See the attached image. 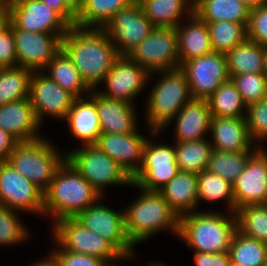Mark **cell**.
I'll return each mask as SVG.
<instances>
[{
  "label": "cell",
  "mask_w": 267,
  "mask_h": 266,
  "mask_svg": "<svg viewBox=\"0 0 267 266\" xmlns=\"http://www.w3.org/2000/svg\"><path fill=\"white\" fill-rule=\"evenodd\" d=\"M62 49L93 90L104 80L119 56L103 28L69 27L62 38Z\"/></svg>",
  "instance_id": "cell-1"
},
{
  "label": "cell",
  "mask_w": 267,
  "mask_h": 266,
  "mask_svg": "<svg viewBox=\"0 0 267 266\" xmlns=\"http://www.w3.org/2000/svg\"><path fill=\"white\" fill-rule=\"evenodd\" d=\"M100 199L102 196L65 160L44 192L43 215H51L55 222L64 218H76Z\"/></svg>",
  "instance_id": "cell-2"
},
{
  "label": "cell",
  "mask_w": 267,
  "mask_h": 266,
  "mask_svg": "<svg viewBox=\"0 0 267 266\" xmlns=\"http://www.w3.org/2000/svg\"><path fill=\"white\" fill-rule=\"evenodd\" d=\"M198 211L180 217L178 237L196 252H228L237 231L235 213Z\"/></svg>",
  "instance_id": "cell-3"
},
{
  "label": "cell",
  "mask_w": 267,
  "mask_h": 266,
  "mask_svg": "<svg viewBox=\"0 0 267 266\" xmlns=\"http://www.w3.org/2000/svg\"><path fill=\"white\" fill-rule=\"evenodd\" d=\"M141 195L124 210L125 229L133 245L143 242L160 230L178 236L180 218L157 191L141 190Z\"/></svg>",
  "instance_id": "cell-4"
},
{
  "label": "cell",
  "mask_w": 267,
  "mask_h": 266,
  "mask_svg": "<svg viewBox=\"0 0 267 266\" xmlns=\"http://www.w3.org/2000/svg\"><path fill=\"white\" fill-rule=\"evenodd\" d=\"M155 73H161L163 78L150 91L146 103V119L153 136L164 130L183 106L193 99L186 76L180 68Z\"/></svg>",
  "instance_id": "cell-5"
},
{
  "label": "cell",
  "mask_w": 267,
  "mask_h": 266,
  "mask_svg": "<svg viewBox=\"0 0 267 266\" xmlns=\"http://www.w3.org/2000/svg\"><path fill=\"white\" fill-rule=\"evenodd\" d=\"M55 148L47 139L19 142L7 160L21 175L45 192L66 160V154Z\"/></svg>",
  "instance_id": "cell-6"
},
{
  "label": "cell",
  "mask_w": 267,
  "mask_h": 266,
  "mask_svg": "<svg viewBox=\"0 0 267 266\" xmlns=\"http://www.w3.org/2000/svg\"><path fill=\"white\" fill-rule=\"evenodd\" d=\"M66 160L102 196L107 185H132V178L110 156L97 145H83L81 148L66 152Z\"/></svg>",
  "instance_id": "cell-7"
},
{
  "label": "cell",
  "mask_w": 267,
  "mask_h": 266,
  "mask_svg": "<svg viewBox=\"0 0 267 266\" xmlns=\"http://www.w3.org/2000/svg\"><path fill=\"white\" fill-rule=\"evenodd\" d=\"M52 233L56 243L65 250L96 256L109 266H118L114 262L124 260V256L108 240L86 228L76 218L57 220Z\"/></svg>",
  "instance_id": "cell-8"
},
{
  "label": "cell",
  "mask_w": 267,
  "mask_h": 266,
  "mask_svg": "<svg viewBox=\"0 0 267 266\" xmlns=\"http://www.w3.org/2000/svg\"><path fill=\"white\" fill-rule=\"evenodd\" d=\"M128 56L150 75L158 71L180 68L175 28L154 27Z\"/></svg>",
  "instance_id": "cell-9"
},
{
  "label": "cell",
  "mask_w": 267,
  "mask_h": 266,
  "mask_svg": "<svg viewBox=\"0 0 267 266\" xmlns=\"http://www.w3.org/2000/svg\"><path fill=\"white\" fill-rule=\"evenodd\" d=\"M178 172L174 145L155 144L147 139L142 165L132 177V186L158 192Z\"/></svg>",
  "instance_id": "cell-10"
},
{
  "label": "cell",
  "mask_w": 267,
  "mask_h": 266,
  "mask_svg": "<svg viewBox=\"0 0 267 266\" xmlns=\"http://www.w3.org/2000/svg\"><path fill=\"white\" fill-rule=\"evenodd\" d=\"M155 26L144 15L138 0L120 9L103 27L118 55H129Z\"/></svg>",
  "instance_id": "cell-11"
},
{
  "label": "cell",
  "mask_w": 267,
  "mask_h": 266,
  "mask_svg": "<svg viewBox=\"0 0 267 266\" xmlns=\"http://www.w3.org/2000/svg\"><path fill=\"white\" fill-rule=\"evenodd\" d=\"M180 69L186 76L193 99H208L230 79L226 54L216 51L188 60Z\"/></svg>",
  "instance_id": "cell-12"
},
{
  "label": "cell",
  "mask_w": 267,
  "mask_h": 266,
  "mask_svg": "<svg viewBox=\"0 0 267 266\" xmlns=\"http://www.w3.org/2000/svg\"><path fill=\"white\" fill-rule=\"evenodd\" d=\"M0 205L43 215L44 192L7 161H0Z\"/></svg>",
  "instance_id": "cell-13"
},
{
  "label": "cell",
  "mask_w": 267,
  "mask_h": 266,
  "mask_svg": "<svg viewBox=\"0 0 267 266\" xmlns=\"http://www.w3.org/2000/svg\"><path fill=\"white\" fill-rule=\"evenodd\" d=\"M12 34L18 66L31 71H43L47 67L62 49V38L65 35L21 30L13 23Z\"/></svg>",
  "instance_id": "cell-14"
},
{
  "label": "cell",
  "mask_w": 267,
  "mask_h": 266,
  "mask_svg": "<svg viewBox=\"0 0 267 266\" xmlns=\"http://www.w3.org/2000/svg\"><path fill=\"white\" fill-rule=\"evenodd\" d=\"M99 200L81 212L76 219L86 228L108 240L123 256L124 259L133 257L135 247L129 240L124 220V211H114L98 204Z\"/></svg>",
  "instance_id": "cell-15"
},
{
  "label": "cell",
  "mask_w": 267,
  "mask_h": 266,
  "mask_svg": "<svg viewBox=\"0 0 267 266\" xmlns=\"http://www.w3.org/2000/svg\"><path fill=\"white\" fill-rule=\"evenodd\" d=\"M43 73L32 71L29 81V99L37 120L42 124L45 115L64 120L75 97Z\"/></svg>",
  "instance_id": "cell-16"
},
{
  "label": "cell",
  "mask_w": 267,
  "mask_h": 266,
  "mask_svg": "<svg viewBox=\"0 0 267 266\" xmlns=\"http://www.w3.org/2000/svg\"><path fill=\"white\" fill-rule=\"evenodd\" d=\"M233 185L235 211L247 205L267 204V152L261 146L249 157Z\"/></svg>",
  "instance_id": "cell-17"
},
{
  "label": "cell",
  "mask_w": 267,
  "mask_h": 266,
  "mask_svg": "<svg viewBox=\"0 0 267 266\" xmlns=\"http://www.w3.org/2000/svg\"><path fill=\"white\" fill-rule=\"evenodd\" d=\"M150 74L140 67L128 55H119L102 82L106 91H99L105 97L133 104V99L140 94Z\"/></svg>",
  "instance_id": "cell-18"
},
{
  "label": "cell",
  "mask_w": 267,
  "mask_h": 266,
  "mask_svg": "<svg viewBox=\"0 0 267 266\" xmlns=\"http://www.w3.org/2000/svg\"><path fill=\"white\" fill-rule=\"evenodd\" d=\"M10 21L21 30L66 34L69 25L40 0H15L10 5Z\"/></svg>",
  "instance_id": "cell-19"
},
{
  "label": "cell",
  "mask_w": 267,
  "mask_h": 266,
  "mask_svg": "<svg viewBox=\"0 0 267 266\" xmlns=\"http://www.w3.org/2000/svg\"><path fill=\"white\" fill-rule=\"evenodd\" d=\"M137 129L128 134L103 133L95 145L115 160L132 178L140 169L146 137L137 133Z\"/></svg>",
  "instance_id": "cell-20"
},
{
  "label": "cell",
  "mask_w": 267,
  "mask_h": 266,
  "mask_svg": "<svg viewBox=\"0 0 267 266\" xmlns=\"http://www.w3.org/2000/svg\"><path fill=\"white\" fill-rule=\"evenodd\" d=\"M95 102L103 133L128 134L137 129L133 104L110 99L92 89L88 94Z\"/></svg>",
  "instance_id": "cell-21"
},
{
  "label": "cell",
  "mask_w": 267,
  "mask_h": 266,
  "mask_svg": "<svg viewBox=\"0 0 267 266\" xmlns=\"http://www.w3.org/2000/svg\"><path fill=\"white\" fill-rule=\"evenodd\" d=\"M38 122L29 97L0 106V128L11 134L19 142L41 138Z\"/></svg>",
  "instance_id": "cell-22"
},
{
  "label": "cell",
  "mask_w": 267,
  "mask_h": 266,
  "mask_svg": "<svg viewBox=\"0 0 267 266\" xmlns=\"http://www.w3.org/2000/svg\"><path fill=\"white\" fill-rule=\"evenodd\" d=\"M210 131L213 141L212 148L227 152H241L253 149L249 137L246 118L211 117ZM252 146V148H251Z\"/></svg>",
  "instance_id": "cell-23"
},
{
  "label": "cell",
  "mask_w": 267,
  "mask_h": 266,
  "mask_svg": "<svg viewBox=\"0 0 267 266\" xmlns=\"http://www.w3.org/2000/svg\"><path fill=\"white\" fill-rule=\"evenodd\" d=\"M176 118V119H175ZM176 142L205 139L210 132L211 112L207 99H192L174 117Z\"/></svg>",
  "instance_id": "cell-24"
},
{
  "label": "cell",
  "mask_w": 267,
  "mask_h": 266,
  "mask_svg": "<svg viewBox=\"0 0 267 266\" xmlns=\"http://www.w3.org/2000/svg\"><path fill=\"white\" fill-rule=\"evenodd\" d=\"M64 121L82 146L96 144L102 134L96 102L91 97L75 98Z\"/></svg>",
  "instance_id": "cell-25"
},
{
  "label": "cell",
  "mask_w": 267,
  "mask_h": 266,
  "mask_svg": "<svg viewBox=\"0 0 267 266\" xmlns=\"http://www.w3.org/2000/svg\"><path fill=\"white\" fill-rule=\"evenodd\" d=\"M197 184V174L179 171L158 192L180 218L195 212L196 205H199Z\"/></svg>",
  "instance_id": "cell-26"
},
{
  "label": "cell",
  "mask_w": 267,
  "mask_h": 266,
  "mask_svg": "<svg viewBox=\"0 0 267 266\" xmlns=\"http://www.w3.org/2000/svg\"><path fill=\"white\" fill-rule=\"evenodd\" d=\"M190 23H181L175 27L178 37L180 66L193 58L205 56L212 52L207 24L194 12L188 16Z\"/></svg>",
  "instance_id": "cell-27"
},
{
  "label": "cell",
  "mask_w": 267,
  "mask_h": 266,
  "mask_svg": "<svg viewBox=\"0 0 267 266\" xmlns=\"http://www.w3.org/2000/svg\"><path fill=\"white\" fill-rule=\"evenodd\" d=\"M144 15L155 27H177L182 15L193 13L189 0H138ZM188 10V11H187Z\"/></svg>",
  "instance_id": "cell-28"
},
{
  "label": "cell",
  "mask_w": 267,
  "mask_h": 266,
  "mask_svg": "<svg viewBox=\"0 0 267 266\" xmlns=\"http://www.w3.org/2000/svg\"><path fill=\"white\" fill-rule=\"evenodd\" d=\"M249 11L240 0H199L193 5V12L205 22L248 23Z\"/></svg>",
  "instance_id": "cell-29"
},
{
  "label": "cell",
  "mask_w": 267,
  "mask_h": 266,
  "mask_svg": "<svg viewBox=\"0 0 267 266\" xmlns=\"http://www.w3.org/2000/svg\"><path fill=\"white\" fill-rule=\"evenodd\" d=\"M46 69L49 73L47 75L75 98L83 97L84 93L92 91L63 49L53 57Z\"/></svg>",
  "instance_id": "cell-30"
},
{
  "label": "cell",
  "mask_w": 267,
  "mask_h": 266,
  "mask_svg": "<svg viewBox=\"0 0 267 266\" xmlns=\"http://www.w3.org/2000/svg\"><path fill=\"white\" fill-rule=\"evenodd\" d=\"M228 74L264 73V46L246 39L226 54Z\"/></svg>",
  "instance_id": "cell-31"
},
{
  "label": "cell",
  "mask_w": 267,
  "mask_h": 266,
  "mask_svg": "<svg viewBox=\"0 0 267 266\" xmlns=\"http://www.w3.org/2000/svg\"><path fill=\"white\" fill-rule=\"evenodd\" d=\"M134 0H84L76 16L80 28H103L123 7Z\"/></svg>",
  "instance_id": "cell-32"
},
{
  "label": "cell",
  "mask_w": 267,
  "mask_h": 266,
  "mask_svg": "<svg viewBox=\"0 0 267 266\" xmlns=\"http://www.w3.org/2000/svg\"><path fill=\"white\" fill-rule=\"evenodd\" d=\"M207 101L211 117L243 118L246 116L244 113L247 111V106L231 79L222 83Z\"/></svg>",
  "instance_id": "cell-33"
},
{
  "label": "cell",
  "mask_w": 267,
  "mask_h": 266,
  "mask_svg": "<svg viewBox=\"0 0 267 266\" xmlns=\"http://www.w3.org/2000/svg\"><path fill=\"white\" fill-rule=\"evenodd\" d=\"M174 145L179 171L198 175L207 170L209 155L212 150L210 141L200 139L190 142H176Z\"/></svg>",
  "instance_id": "cell-34"
},
{
  "label": "cell",
  "mask_w": 267,
  "mask_h": 266,
  "mask_svg": "<svg viewBox=\"0 0 267 266\" xmlns=\"http://www.w3.org/2000/svg\"><path fill=\"white\" fill-rule=\"evenodd\" d=\"M230 263L236 266H265L267 244L236 231L228 251Z\"/></svg>",
  "instance_id": "cell-35"
},
{
  "label": "cell",
  "mask_w": 267,
  "mask_h": 266,
  "mask_svg": "<svg viewBox=\"0 0 267 266\" xmlns=\"http://www.w3.org/2000/svg\"><path fill=\"white\" fill-rule=\"evenodd\" d=\"M213 51L227 54L247 39L248 23L234 21L206 22Z\"/></svg>",
  "instance_id": "cell-36"
},
{
  "label": "cell",
  "mask_w": 267,
  "mask_h": 266,
  "mask_svg": "<svg viewBox=\"0 0 267 266\" xmlns=\"http://www.w3.org/2000/svg\"><path fill=\"white\" fill-rule=\"evenodd\" d=\"M31 73L19 66L0 68V106L29 97Z\"/></svg>",
  "instance_id": "cell-37"
},
{
  "label": "cell",
  "mask_w": 267,
  "mask_h": 266,
  "mask_svg": "<svg viewBox=\"0 0 267 266\" xmlns=\"http://www.w3.org/2000/svg\"><path fill=\"white\" fill-rule=\"evenodd\" d=\"M255 151L227 152L212 148L207 170L233 184L244 170L247 160Z\"/></svg>",
  "instance_id": "cell-38"
},
{
  "label": "cell",
  "mask_w": 267,
  "mask_h": 266,
  "mask_svg": "<svg viewBox=\"0 0 267 266\" xmlns=\"http://www.w3.org/2000/svg\"><path fill=\"white\" fill-rule=\"evenodd\" d=\"M237 231L267 244V204L247 205L235 211Z\"/></svg>",
  "instance_id": "cell-39"
},
{
  "label": "cell",
  "mask_w": 267,
  "mask_h": 266,
  "mask_svg": "<svg viewBox=\"0 0 267 266\" xmlns=\"http://www.w3.org/2000/svg\"><path fill=\"white\" fill-rule=\"evenodd\" d=\"M198 177V200L217 202L222 199L227 201L228 209L235 213V199L233 195V185L221 176L204 170Z\"/></svg>",
  "instance_id": "cell-40"
},
{
  "label": "cell",
  "mask_w": 267,
  "mask_h": 266,
  "mask_svg": "<svg viewBox=\"0 0 267 266\" xmlns=\"http://www.w3.org/2000/svg\"><path fill=\"white\" fill-rule=\"evenodd\" d=\"M266 77L264 73H245L232 75L230 79L248 107L266 97Z\"/></svg>",
  "instance_id": "cell-41"
},
{
  "label": "cell",
  "mask_w": 267,
  "mask_h": 266,
  "mask_svg": "<svg viewBox=\"0 0 267 266\" xmlns=\"http://www.w3.org/2000/svg\"><path fill=\"white\" fill-rule=\"evenodd\" d=\"M16 211L0 205V245H14L26 240L28 230Z\"/></svg>",
  "instance_id": "cell-42"
},
{
  "label": "cell",
  "mask_w": 267,
  "mask_h": 266,
  "mask_svg": "<svg viewBox=\"0 0 267 266\" xmlns=\"http://www.w3.org/2000/svg\"><path fill=\"white\" fill-rule=\"evenodd\" d=\"M245 114L250 139L258 142L267 139V96L247 107Z\"/></svg>",
  "instance_id": "cell-43"
},
{
  "label": "cell",
  "mask_w": 267,
  "mask_h": 266,
  "mask_svg": "<svg viewBox=\"0 0 267 266\" xmlns=\"http://www.w3.org/2000/svg\"><path fill=\"white\" fill-rule=\"evenodd\" d=\"M247 39L267 47V4L250 9Z\"/></svg>",
  "instance_id": "cell-44"
},
{
  "label": "cell",
  "mask_w": 267,
  "mask_h": 266,
  "mask_svg": "<svg viewBox=\"0 0 267 266\" xmlns=\"http://www.w3.org/2000/svg\"><path fill=\"white\" fill-rule=\"evenodd\" d=\"M52 254L59 262L60 266H109L104 260L92 255L74 253L65 250L59 243Z\"/></svg>",
  "instance_id": "cell-45"
},
{
  "label": "cell",
  "mask_w": 267,
  "mask_h": 266,
  "mask_svg": "<svg viewBox=\"0 0 267 266\" xmlns=\"http://www.w3.org/2000/svg\"><path fill=\"white\" fill-rule=\"evenodd\" d=\"M17 66V54L10 21L9 26L0 32V68Z\"/></svg>",
  "instance_id": "cell-46"
},
{
  "label": "cell",
  "mask_w": 267,
  "mask_h": 266,
  "mask_svg": "<svg viewBox=\"0 0 267 266\" xmlns=\"http://www.w3.org/2000/svg\"><path fill=\"white\" fill-rule=\"evenodd\" d=\"M194 254V261L196 266H229L230 264V257L228 252H195Z\"/></svg>",
  "instance_id": "cell-47"
},
{
  "label": "cell",
  "mask_w": 267,
  "mask_h": 266,
  "mask_svg": "<svg viewBox=\"0 0 267 266\" xmlns=\"http://www.w3.org/2000/svg\"><path fill=\"white\" fill-rule=\"evenodd\" d=\"M55 11L70 27L76 24V15L63 3L62 0H40Z\"/></svg>",
  "instance_id": "cell-48"
},
{
  "label": "cell",
  "mask_w": 267,
  "mask_h": 266,
  "mask_svg": "<svg viewBox=\"0 0 267 266\" xmlns=\"http://www.w3.org/2000/svg\"><path fill=\"white\" fill-rule=\"evenodd\" d=\"M19 141L0 128V161H7Z\"/></svg>",
  "instance_id": "cell-49"
},
{
  "label": "cell",
  "mask_w": 267,
  "mask_h": 266,
  "mask_svg": "<svg viewBox=\"0 0 267 266\" xmlns=\"http://www.w3.org/2000/svg\"><path fill=\"white\" fill-rule=\"evenodd\" d=\"M10 24V5L0 2V32Z\"/></svg>",
  "instance_id": "cell-50"
},
{
  "label": "cell",
  "mask_w": 267,
  "mask_h": 266,
  "mask_svg": "<svg viewBox=\"0 0 267 266\" xmlns=\"http://www.w3.org/2000/svg\"><path fill=\"white\" fill-rule=\"evenodd\" d=\"M63 3L77 16L82 8V0H62Z\"/></svg>",
  "instance_id": "cell-51"
},
{
  "label": "cell",
  "mask_w": 267,
  "mask_h": 266,
  "mask_svg": "<svg viewBox=\"0 0 267 266\" xmlns=\"http://www.w3.org/2000/svg\"><path fill=\"white\" fill-rule=\"evenodd\" d=\"M30 266H60L59 262L57 259L54 257V255L51 253L50 256L44 260L37 261L34 264Z\"/></svg>",
  "instance_id": "cell-52"
},
{
  "label": "cell",
  "mask_w": 267,
  "mask_h": 266,
  "mask_svg": "<svg viewBox=\"0 0 267 266\" xmlns=\"http://www.w3.org/2000/svg\"><path fill=\"white\" fill-rule=\"evenodd\" d=\"M240 1L244 3L246 6H248L250 9L253 7L267 4V0H240Z\"/></svg>",
  "instance_id": "cell-53"
},
{
  "label": "cell",
  "mask_w": 267,
  "mask_h": 266,
  "mask_svg": "<svg viewBox=\"0 0 267 266\" xmlns=\"http://www.w3.org/2000/svg\"><path fill=\"white\" fill-rule=\"evenodd\" d=\"M263 65H264V74L267 76V47H264Z\"/></svg>",
  "instance_id": "cell-54"
},
{
  "label": "cell",
  "mask_w": 267,
  "mask_h": 266,
  "mask_svg": "<svg viewBox=\"0 0 267 266\" xmlns=\"http://www.w3.org/2000/svg\"><path fill=\"white\" fill-rule=\"evenodd\" d=\"M147 266H167V265H165L164 263H158V261L157 262H155V263H149Z\"/></svg>",
  "instance_id": "cell-55"
},
{
  "label": "cell",
  "mask_w": 267,
  "mask_h": 266,
  "mask_svg": "<svg viewBox=\"0 0 267 266\" xmlns=\"http://www.w3.org/2000/svg\"><path fill=\"white\" fill-rule=\"evenodd\" d=\"M15 0H0L1 3L11 5Z\"/></svg>",
  "instance_id": "cell-56"
},
{
  "label": "cell",
  "mask_w": 267,
  "mask_h": 266,
  "mask_svg": "<svg viewBox=\"0 0 267 266\" xmlns=\"http://www.w3.org/2000/svg\"><path fill=\"white\" fill-rule=\"evenodd\" d=\"M193 5L199 0H189Z\"/></svg>",
  "instance_id": "cell-57"
},
{
  "label": "cell",
  "mask_w": 267,
  "mask_h": 266,
  "mask_svg": "<svg viewBox=\"0 0 267 266\" xmlns=\"http://www.w3.org/2000/svg\"><path fill=\"white\" fill-rule=\"evenodd\" d=\"M265 89H266V96H267V77H266V85H265Z\"/></svg>",
  "instance_id": "cell-58"
}]
</instances>
